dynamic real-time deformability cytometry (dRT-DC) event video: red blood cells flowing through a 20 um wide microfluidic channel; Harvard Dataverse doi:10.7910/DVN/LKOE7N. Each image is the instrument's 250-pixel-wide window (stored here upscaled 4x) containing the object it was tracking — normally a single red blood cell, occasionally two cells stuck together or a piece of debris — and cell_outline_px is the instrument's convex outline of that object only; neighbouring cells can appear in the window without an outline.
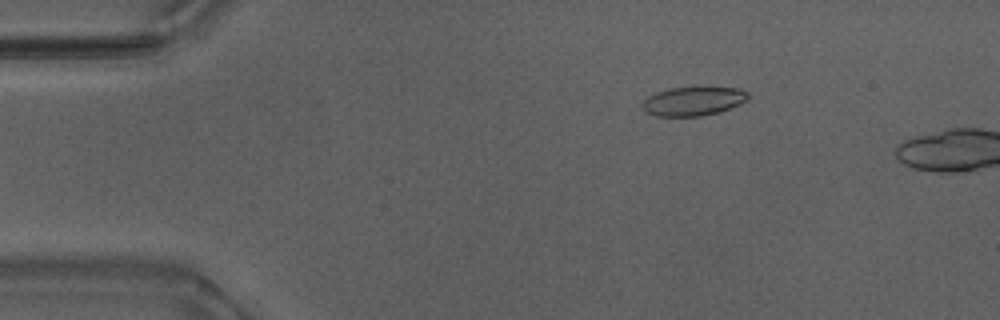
{"species": "Egyptian fruit bat (a non-hibernating species)", "species_latin": "Rousettus aegyptiacus", "temperature_condition": "warm", "stored_images_in_passage": 11, "camera_frame_rate_fps": 3000, "um_per_image_px": 0.085, "animal": {"sex": "male"}, "frame": {"image": 1, "passage_image": 8, "time_ms": 2.333, "image_size_px": [1000, 320], "cell_outline_px": [[748, 100], [740, 104], [720, 112], [700, 116], [656, 116], [644, 112], [640, 104], [648, 96], [656, 92], [668, 88], [740, 88], [748, 92]], "centroid_in_image_um": [58.89, 8.61], "position_along_channel_um": 26.1, "area_um2": 17.86}}